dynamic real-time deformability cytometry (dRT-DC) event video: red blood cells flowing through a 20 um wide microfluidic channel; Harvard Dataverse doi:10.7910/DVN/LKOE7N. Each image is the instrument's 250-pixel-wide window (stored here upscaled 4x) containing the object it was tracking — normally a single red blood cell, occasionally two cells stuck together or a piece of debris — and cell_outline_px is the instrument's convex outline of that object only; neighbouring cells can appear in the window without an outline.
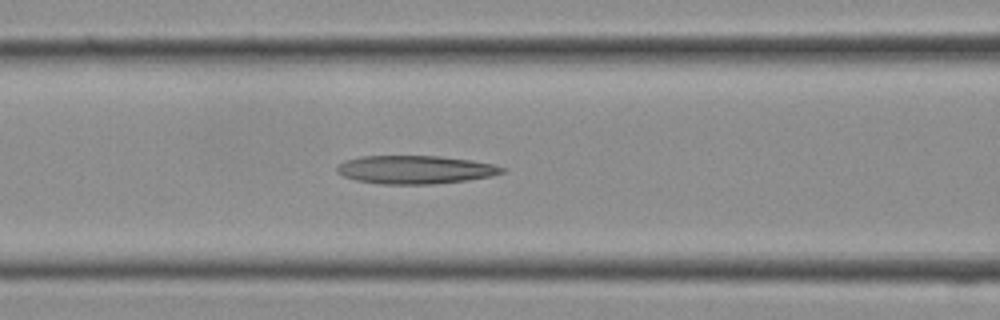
{"species": "Egyptian fruit bat (a non-hibernating species)", "species_latin": "Rousettus aegyptiacus", "temperature_condition": "cold", "stored_images_in_passage": 8, "segment_of_instrument_passage": [1, 2], "camera_frame_rate_fps": 3000, "um_per_image_px": 0.085, "frame": {"image": 1, "passage_image": 5, "time_ms": 1.333, "image_size_px": [1000, 320], "cell_outline_px": [[504, 172], [492, 176], [464, 180], [432, 184], [380, 184], [356, 180], [344, 176], [336, 172], [336, 168], [344, 160], [360, 156], [440, 156], [472, 160], [496, 164], [504, 168]], "centroid_in_image_um": [35.28, 14.41], "position_along_channel_um": 131.3, "area_um2": 27.22}}
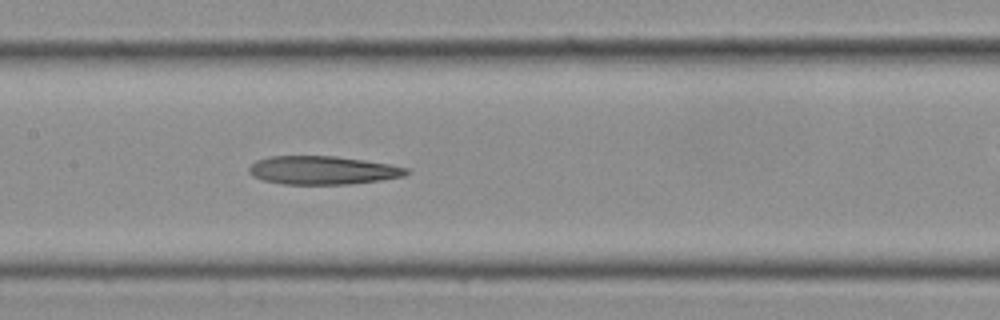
{"frame": {"image": 2, "passage_image": 7, "time_ms": 2.0, "image_size_px": [1000, 320], "cell_outline_px": [[412, 172], [404, 176], [380, 180], [348, 184], [284, 184], [264, 180], [252, 176], [248, 172], [248, 168], [256, 160], [268, 156], [336, 156], [364, 160], [388, 164], [408, 168]], "centroid_in_image_um": [27.42, 14.46], "position_along_channel_um": 180.0, "area_um2": 26.07}}